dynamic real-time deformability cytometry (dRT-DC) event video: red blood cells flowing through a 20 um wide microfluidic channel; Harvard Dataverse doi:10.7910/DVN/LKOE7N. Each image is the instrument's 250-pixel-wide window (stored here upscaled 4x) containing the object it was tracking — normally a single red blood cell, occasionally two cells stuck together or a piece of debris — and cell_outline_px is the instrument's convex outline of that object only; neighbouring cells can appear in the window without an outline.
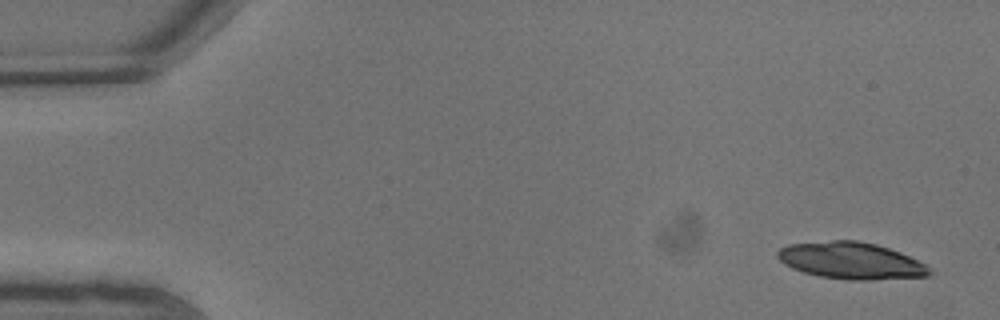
{"species": "common noctule bat (a hibernating species)", "species_latin": "Nyctalus noctula", "temperature_condition": "warm", "stored_images_in_passage": 11, "segment_of_instrument_passage": [1, 2], "camera_frame_rate_fps": 3000, "um_per_image_px": 0.085, "animal": {"sex": "male", "body_mass_g": 13.3}, "frame": {"image": 1, "passage_image": 1, "time_ms": 0.0, "image_size_px": [1000, 320], "cell_outline_px": [[936, 272], [928, 276], [872, 280], [848, 280], [820, 276], [804, 272], [792, 268], [784, 264], [776, 256], [776, 252], [780, 248], [788, 244], [832, 240], [860, 240], [876, 244], [900, 252], [932, 268]], "centroid_in_image_um": [72.35, 22.15], "position_along_channel_um": 12.6, "area_um2": 32.77}}
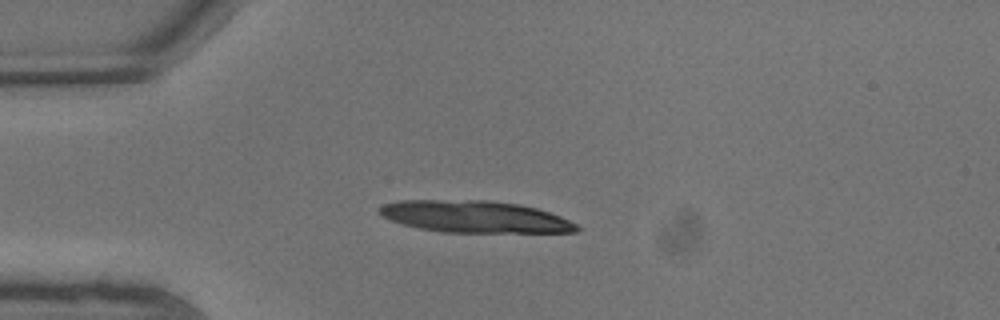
{"frame": {"image": 2, "passage_image": 5, "time_ms": 1.333, "image_size_px": [1000, 320], "cell_outline_px": [[580, 228], [576, 232], [444, 232], [420, 228], [404, 224], [392, 220], [376, 212], [384, 204], [400, 200], [488, 200], [520, 204], [536, 208], [560, 216], [576, 224]], "centroid_in_image_um": [40.36, 18.41], "position_along_channel_um": 44.6, "area_um2": 36.36}}